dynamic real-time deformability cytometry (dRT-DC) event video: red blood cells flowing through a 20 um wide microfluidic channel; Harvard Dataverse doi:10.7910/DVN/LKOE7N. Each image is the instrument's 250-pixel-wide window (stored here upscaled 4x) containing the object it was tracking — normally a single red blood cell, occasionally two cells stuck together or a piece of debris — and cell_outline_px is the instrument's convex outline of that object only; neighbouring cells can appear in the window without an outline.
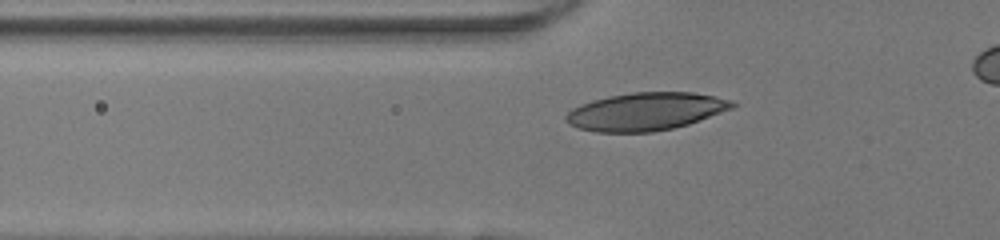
{"species": "human", "species_latin": "Homo sapiens", "temperature_condition": "room temperature", "stored_images_in_passage": 33, "camera_frame_rate_fps": 3000, "um_per_image_px": 0.085, "donor": {"sex": "female"}, "frame": {"image": 1, "passage_image": 4, "time_ms": 1.0, "image_size_px": [1000, 240], "cell_outline_px": [[736, 104], [732, 108], [688, 124], [672, 128], [652, 132], [596, 132], [580, 128], [568, 124], [564, 120], [564, 116], [572, 108], [580, 104], [592, 100], [608, 96], [632, 92], [692, 92], [732, 100]], "centroid_in_image_um": [54.83, 9.47], "position_along_channel_um": 71.0, "area_um2": 36.53}}
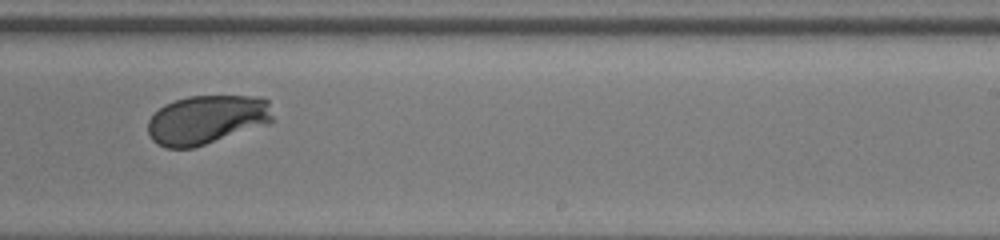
{"frame": {"image": 2, "passage_image": 19, "time_ms": 6.0, "image_size_px": [1000, 240], "cell_outline_px": [[272, 120], [268, 124], [192, 148], [164, 148], [156, 144], [152, 140], [148, 132], [148, 120], [164, 104], [188, 96], [256, 96], [268, 100], [272, 116]], "centroid_in_image_um": [17.55, 10.17], "position_along_channel_um": 271.4, "area_um2": 35.55}}
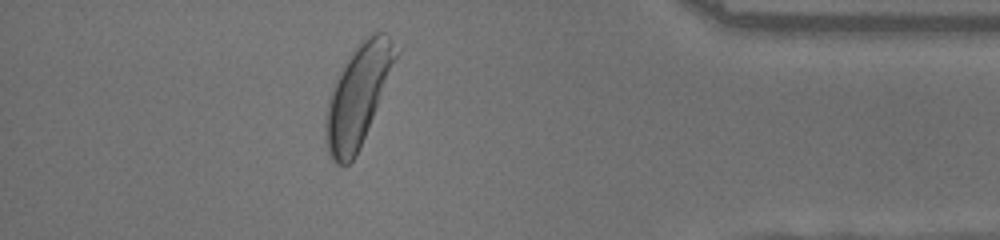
{"frame": {"image": 3, "passage_image": 31, "time_ms": 10.0, "image_size_px": [1000, 240], "cell_outline_px": [[400, 52], [360, 148], [356, 156], [344, 168], [336, 164], [328, 156], [324, 140], [324, 120], [328, 96], [336, 76], [340, 68], [352, 48], [368, 32], [384, 32], [400, 48]], "centroid_in_image_um": [30.39, 8.09], "position_along_channel_um": 404.8, "area_um2": 42.31}, "authors_computed_cell_mechanics": {"area_um2": 36.2406, "velocity_mm_per_s": 4.0528, "shape_relaxation_time_tau1_ms": 2.7369, "shape_relaxation_time_tau2_ms": null, "deformation_change_tau1": 0.1692, "deformation_change_tau2": null}}